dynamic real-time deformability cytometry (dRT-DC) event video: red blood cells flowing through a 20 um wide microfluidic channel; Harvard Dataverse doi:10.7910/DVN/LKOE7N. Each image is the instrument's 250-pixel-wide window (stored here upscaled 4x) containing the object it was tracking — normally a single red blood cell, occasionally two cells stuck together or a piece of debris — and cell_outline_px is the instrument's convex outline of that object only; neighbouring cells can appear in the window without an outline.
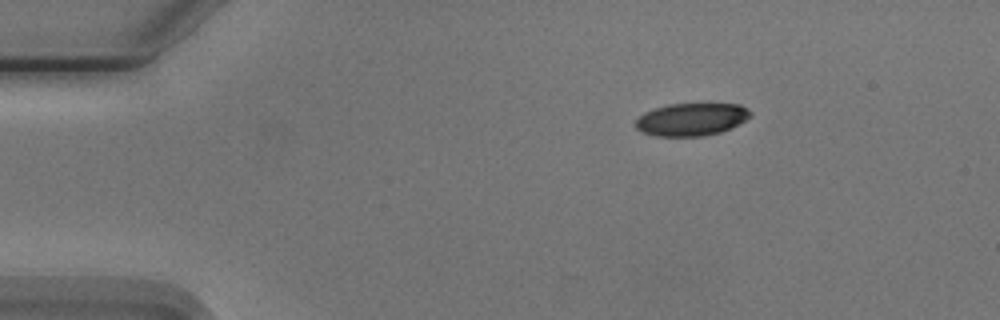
{"species": "Egyptian fruit bat (a non-hibernating species)", "species_latin": "Rousettus aegyptiacus", "temperature_condition": "cold", "stored_images_in_passage": 47, "camera_frame_rate_fps": 3000, "um_per_image_px": 0.085, "animal": {"sex": "male"}, "frame": {"image": 1, "passage_image": 1, "time_ms": 0.0, "image_size_px": [1000, 320], "cell_outline_px": [[752, 112], [744, 120], [720, 132], [704, 136], [656, 136], [644, 132], [636, 128], [636, 120], [644, 112], [668, 104], [740, 104], [748, 108]], "centroid_in_image_um": [58.75, 10.14], "position_along_channel_um": 26.2, "area_um2": 21.5}}
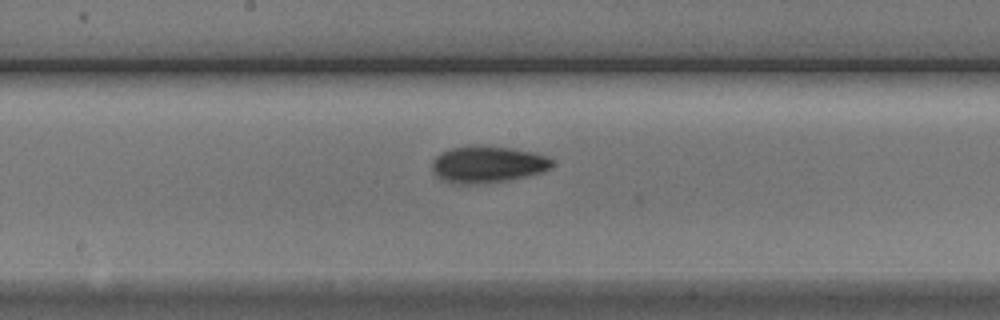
{"frame": {"image": 2, "passage_image": 21, "time_ms": 6.667, "image_size_px": [1000, 320], "cell_outline_px": [[552, 164], [544, 172], [504, 180], [472, 184], [452, 184], [436, 176], [432, 168], [432, 160], [440, 152], [452, 148], [476, 144], [480, 144], [512, 148], [536, 152], [548, 156], [552, 160]], "centroid_in_image_um": [41.42, 13.94], "position_along_channel_um": 206.8, "area_um2": 25.84}}
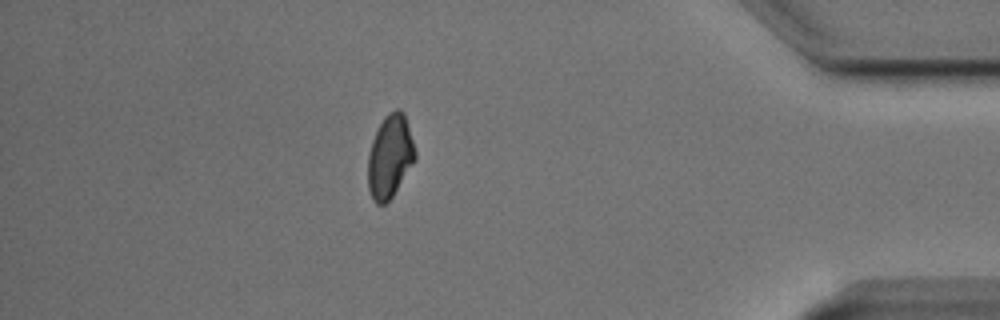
{"frame": {"image": 3, "passage_image": 40, "time_ms": 13.0, "image_size_px": [1000, 320], "cell_outline_px": [[416, 160], [392, 196], [384, 204], [376, 204], [372, 200], [368, 188], [368, 152], [372, 140], [384, 116], [388, 112], [396, 108], [400, 108], [404, 112], [416, 152]], "centroid_in_image_um": [33.14, 13.28], "position_along_channel_um": 402.1, "area_um2": 22.95}, "authors_computed_cell_mechanics": {"area_um2": 23.5824, "velocity_mm_per_s": 3.746, "shape_relaxation_time_tau1_ms": 3.6685, "shape_relaxation_time_tau2_ms": 4.6139, "deformation_change_tau1": 0.1336, "deformation_change_tau2": 0.0919}}